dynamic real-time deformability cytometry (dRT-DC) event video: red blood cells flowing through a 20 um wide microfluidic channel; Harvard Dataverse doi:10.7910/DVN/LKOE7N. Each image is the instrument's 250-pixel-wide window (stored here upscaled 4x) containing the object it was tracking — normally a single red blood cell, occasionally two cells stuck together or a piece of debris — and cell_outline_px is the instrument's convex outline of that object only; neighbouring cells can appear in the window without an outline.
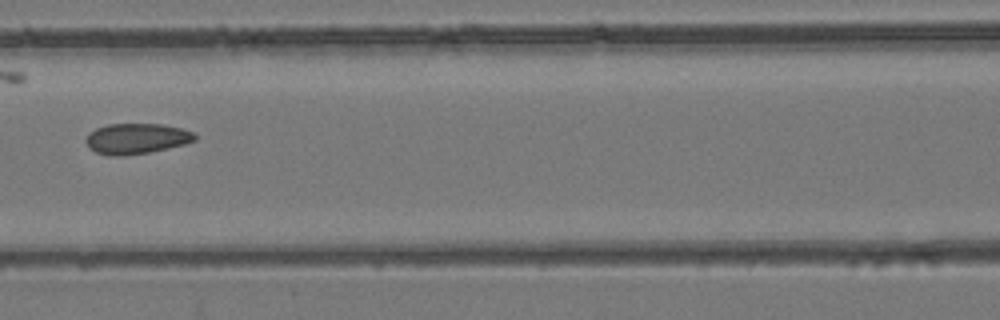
{"species": "common noctule bat (a hibernating species)", "species_latin": "Nyctalus noctula", "temperature_condition": "room temperature", "stored_images_in_passage": 10, "camera_frame_rate_fps": 3000, "um_per_image_px": 0.085, "animal": {"sex": "female", "body_mass_g": 24.6, "forearm_length_mm": 56.2}, "frame": {"image": 1, "passage_image": 7, "time_ms": 2.0, "image_size_px": [1000, 320], "cell_outline_px": [[196, 140], [184, 144], [148, 152], [124, 156], [108, 156], [96, 152], [88, 148], [84, 140], [88, 132], [96, 128], [108, 124], [160, 124], [180, 128], [196, 132]], "centroid_in_image_um": [11.55, 11.78], "position_along_channel_um": 155.0, "area_um2": 19.54}}
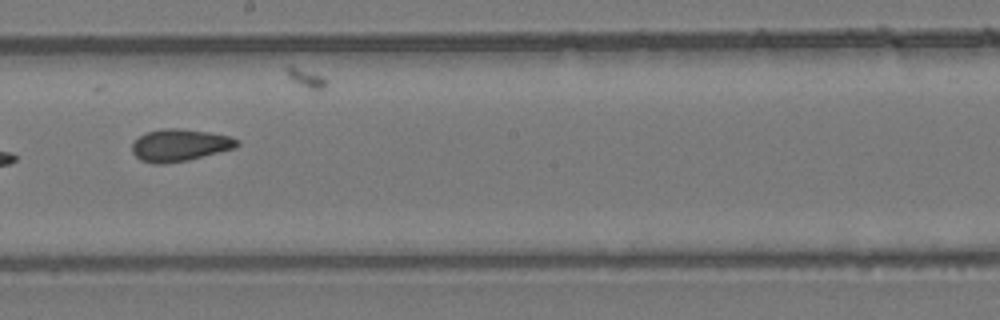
{"frame": {"image": 2, "passage_image": 9, "time_ms": 2.667, "image_size_px": [1000, 320], "cell_outline_px": [[240, 144], [236, 148], [188, 160], [160, 164], [156, 164], [140, 160], [132, 152], [132, 144], [140, 136], [148, 132], [160, 128], [180, 128], [208, 132], [228, 136], [240, 140]], "centroid_in_image_um": [15.3, 12.33], "position_along_channel_um": 232.9, "area_um2": 19.65}}